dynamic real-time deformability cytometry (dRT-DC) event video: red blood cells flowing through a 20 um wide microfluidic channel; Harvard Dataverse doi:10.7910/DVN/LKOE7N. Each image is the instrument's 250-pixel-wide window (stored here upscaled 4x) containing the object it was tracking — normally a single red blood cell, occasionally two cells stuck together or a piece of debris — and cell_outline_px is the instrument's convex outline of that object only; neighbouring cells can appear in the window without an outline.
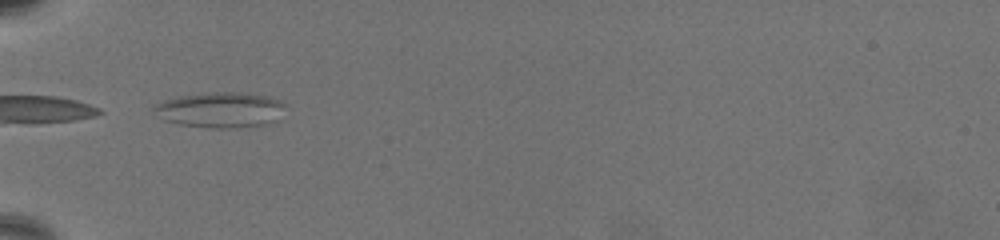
{"species": "common noctule bat (a hibernating species)", "species_latin": "Nyctalus noctula", "temperature_condition": "warm", "stored_images_in_passage": 27, "camera_frame_rate_fps": 3000, "um_per_image_px": 0.085, "animal": {"sex": "female", "body_mass_g": 19.5, "forearm_length_mm": 54.1}, "frame": {"image": 1, "passage_image": 1, "time_ms": 0.0, "image_size_px": [1000, 240], "cell_outline_px": [[288, 104], [276, 120], [268, 124], [236, 128], [208, 128], [180, 124], [164, 120], [152, 108], [152, 104], [164, 100], [180, 96], [208, 92], [240, 92], [272, 96]], "centroid_in_image_um": [18.78, 9.33], "position_along_channel_um": 66.2, "area_um2": 27.51}}
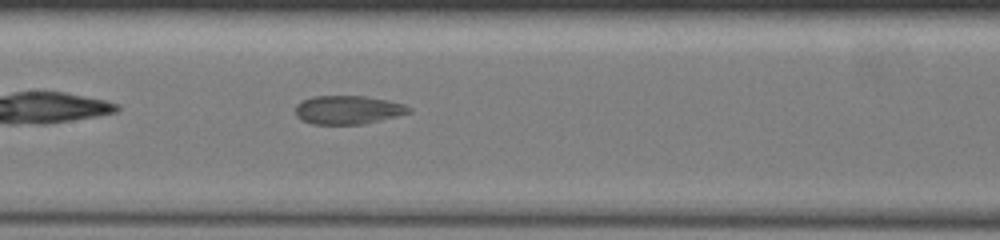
{"frame": {"image": 2, "passage_image": 12, "time_ms": 3.667, "image_size_px": [1000, 240], "cell_outline_px": [[412, 112], [364, 124], [312, 124], [300, 120], [296, 116], [296, 104], [300, 100], [312, 96], [364, 96], [388, 100], [404, 104], [412, 108]], "centroid_in_image_um": [29.55, 9.33], "position_along_channel_um": 177.8, "area_um2": 19.07}}
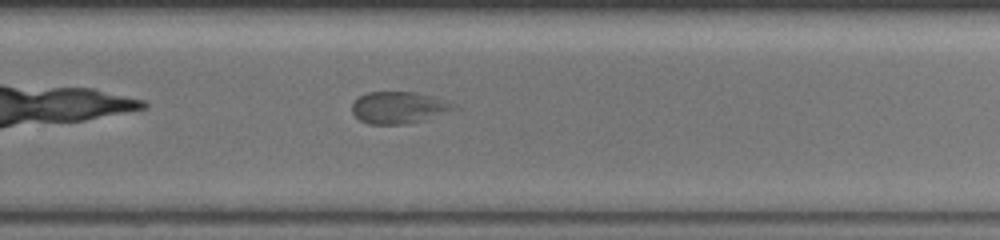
{"frame": {"image": 3, "passage_image": 23, "time_ms": 7.333, "image_size_px": [1000, 240], "cell_outline_px": [[464, 108], [408, 124], [368, 124], [360, 120], [352, 112], [352, 104], [360, 96], [368, 92], [416, 92], [432, 96], [456, 104]], "centroid_in_image_um": [33.96, 9.15], "position_along_channel_um": 295.8, "area_um2": 19.07}}